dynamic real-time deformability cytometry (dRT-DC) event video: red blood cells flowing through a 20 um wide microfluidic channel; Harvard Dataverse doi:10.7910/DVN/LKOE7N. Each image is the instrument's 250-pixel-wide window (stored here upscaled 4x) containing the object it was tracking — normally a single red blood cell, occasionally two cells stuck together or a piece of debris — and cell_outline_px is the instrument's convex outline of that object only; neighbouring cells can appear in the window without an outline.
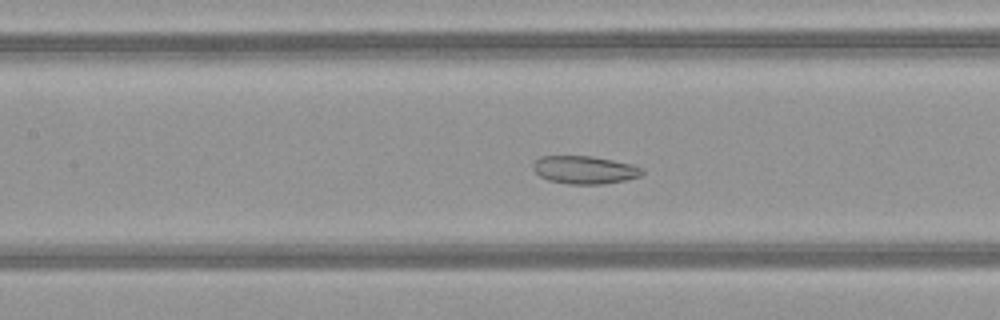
{"species": "common noctule bat (a hibernating species)", "species_latin": "Nyctalus noctula", "temperature_condition": "warm", "stored_images_in_passage": 37, "camera_frame_rate_fps": 3000, "um_per_image_px": 0.085, "animal": {"sex": "female", "body_mass_g": 21.9}, "frame": {"image": 1, "passage_image": 10, "time_ms": 3.0, "image_size_px": [1000, 320], "cell_outline_px": [[644, 172], [640, 176], [624, 180], [604, 184], [568, 184], [548, 180], [540, 176], [532, 168], [532, 164], [540, 156], [592, 156], [632, 164], [644, 168]], "centroid_in_image_um": [49.69, 14.43], "position_along_channel_um": 157.7, "area_um2": 17.8}}
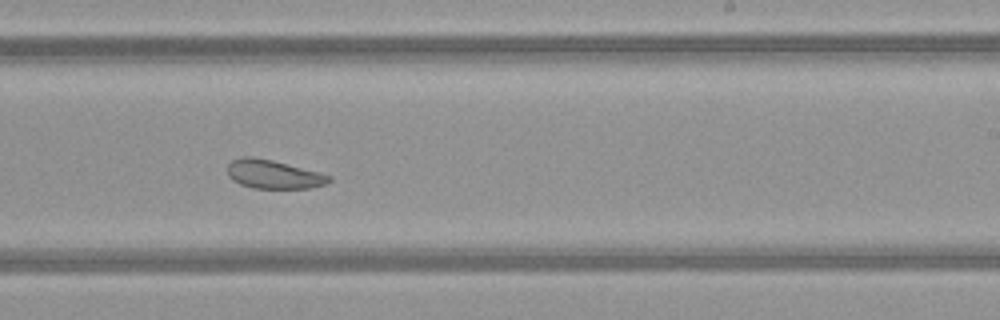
{"frame": {"image": 2, "passage_image": 18, "time_ms": 5.667, "image_size_px": [1000, 320], "cell_outline_px": [[332, 180], [324, 184], [308, 188], [252, 188], [240, 184], [232, 180], [228, 176], [228, 164], [232, 160], [240, 156], [252, 156], [272, 160], [320, 172], [332, 176]], "centroid_in_image_um": [23.22, 14.8], "position_along_channel_um": 265.8, "area_um2": 17.05}}
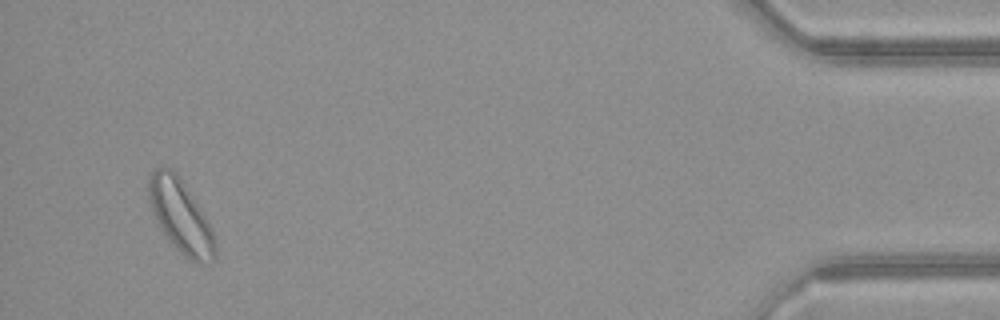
{"frame": {"image": 3, "passage_image": 35, "time_ms": 11.333, "image_size_px": [1000, 320], "cell_outline_px": [[216, 260], [212, 264], [196, 264], [188, 260], [176, 248], [160, 228], [152, 212], [148, 196], [148, 176], [156, 168], [172, 168], [180, 176], [208, 220], [212, 228], [216, 240]], "centroid_in_image_um": [15.39, 18.42], "position_along_channel_um": 419.8, "area_um2": 28.78}, "authors_computed_cell_mechanics": {"area_um2": 19.1318, "velocity_mm_per_s": 4.0686, "shape_relaxation_time_tau1_ms": null, "shape_relaxation_time_tau2_ms": 3.2652, "deformation_change_tau1": null, "deformation_change_tau2": 0.0806}}